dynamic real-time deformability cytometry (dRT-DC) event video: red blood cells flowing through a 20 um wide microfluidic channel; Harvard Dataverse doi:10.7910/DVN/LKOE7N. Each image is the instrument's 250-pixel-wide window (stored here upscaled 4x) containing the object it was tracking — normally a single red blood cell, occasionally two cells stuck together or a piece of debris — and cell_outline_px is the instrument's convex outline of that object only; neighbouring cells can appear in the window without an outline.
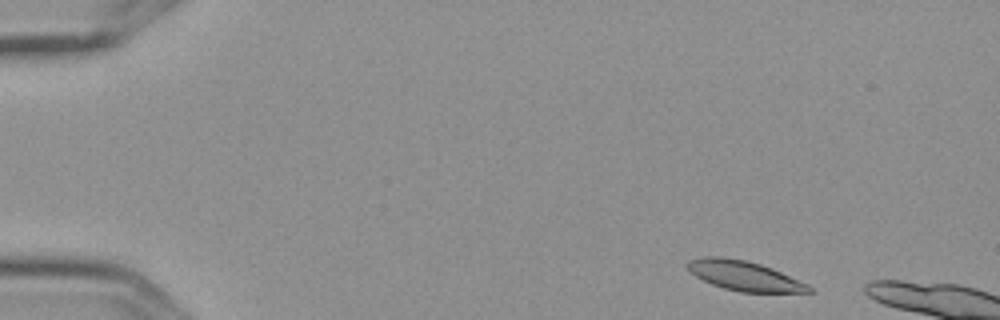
{"species": "Egyptian fruit bat (a non-hibernating species)", "species_latin": "Rousettus aegyptiacus", "temperature_condition": "cold", "stored_images_in_passage": 3, "camera_frame_rate_fps": 3000, "um_per_image_px": 0.085, "frame": {"image": 1, "passage_image": 1, "time_ms": 0.0, "image_size_px": [1000, 320], "cell_outline_px": [[812, 292], [740, 292], [724, 288], [712, 284], [696, 276], [684, 264], [688, 260], [704, 256], [724, 256], [744, 260], [760, 264], [772, 268], [808, 284], [812, 288]], "centroid_in_image_um": [63.24, 23.43], "position_along_channel_um": 21.8, "area_um2": 20.92}}